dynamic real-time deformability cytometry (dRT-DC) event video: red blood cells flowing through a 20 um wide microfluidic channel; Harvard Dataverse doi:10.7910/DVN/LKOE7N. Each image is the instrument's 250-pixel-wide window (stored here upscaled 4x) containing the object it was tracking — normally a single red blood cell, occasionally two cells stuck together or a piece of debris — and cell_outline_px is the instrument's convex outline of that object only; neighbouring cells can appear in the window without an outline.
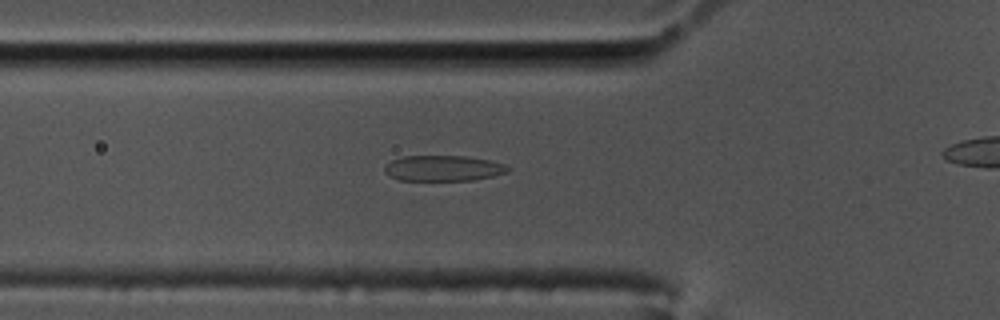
{"species": "common noctule bat (a hibernating species)", "species_latin": "Nyctalus noctula", "temperature_condition": "cold", "stored_images_in_passage": 38, "camera_frame_rate_fps": 3000, "um_per_image_px": 0.085, "animal": {"sex": "male", "body_mass_g": 17.5, "forearm_length_mm": 52.3}, "frame": {"image": 1, "passage_image": 8, "time_ms": 2.333, "image_size_px": [1000, 320], "cell_outline_px": [[508, 172], [476, 180], [400, 180], [384, 172], [384, 168], [392, 160], [404, 156], [464, 156], [488, 160], [504, 164], [508, 168]], "centroid_in_image_um": [37.68, 14.3], "position_along_channel_um": 88.1, "area_um2": 18.15}}
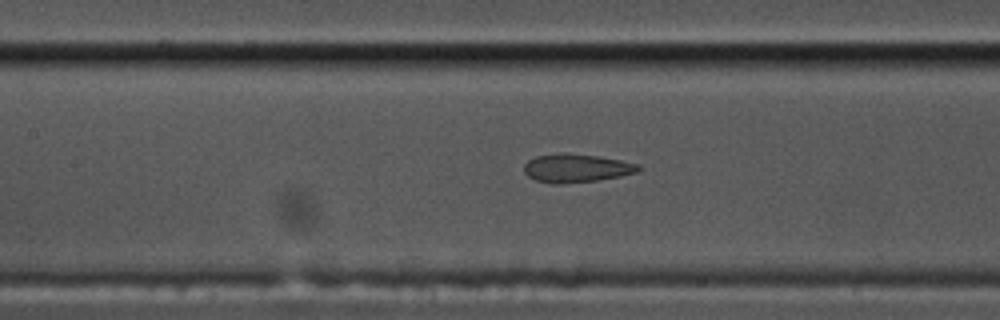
{"frame": {"image": 2, "passage_image": 14, "time_ms": 4.333, "image_size_px": [1000, 320], "cell_outline_px": [[644, 168], [636, 172], [620, 176], [596, 180], [564, 184], [552, 184], [536, 180], [528, 176], [524, 172], [524, 164], [528, 160], [536, 156], [560, 152], [564, 152], [600, 156], [640, 164]], "centroid_in_image_um": [48.99, 14.28], "position_along_channel_um": 158.4, "area_um2": 19.19}}
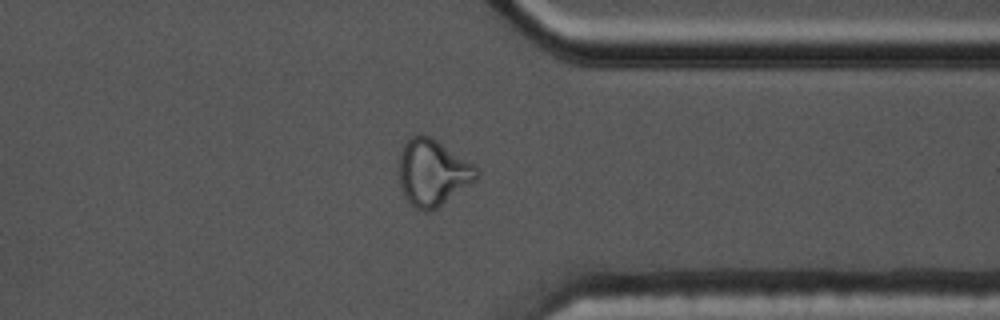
{"frame": {"image": 3, "passage_image": 33, "time_ms": 10.667, "image_size_px": [1000, 320], "cell_outline_px": [[480, 172], [476, 180], [432, 212], [424, 212], [416, 208], [404, 196], [400, 184], [400, 156], [404, 140], [420, 132], [436, 140], [476, 164], [480, 168]], "centroid_in_image_um": [36.81, 14.66], "position_along_channel_um": 374.6, "area_um2": 30.35}, "authors_computed_cell_mechanics": {"area_um2": 19.1896, "velocity_mm_per_s": 3.481, "shape_relaxation_time_tau1_ms": null, "shape_relaxation_time_tau2_ms": 1.4055, "deformation_change_tau1": null, "deformation_change_tau2": 0.0899}}